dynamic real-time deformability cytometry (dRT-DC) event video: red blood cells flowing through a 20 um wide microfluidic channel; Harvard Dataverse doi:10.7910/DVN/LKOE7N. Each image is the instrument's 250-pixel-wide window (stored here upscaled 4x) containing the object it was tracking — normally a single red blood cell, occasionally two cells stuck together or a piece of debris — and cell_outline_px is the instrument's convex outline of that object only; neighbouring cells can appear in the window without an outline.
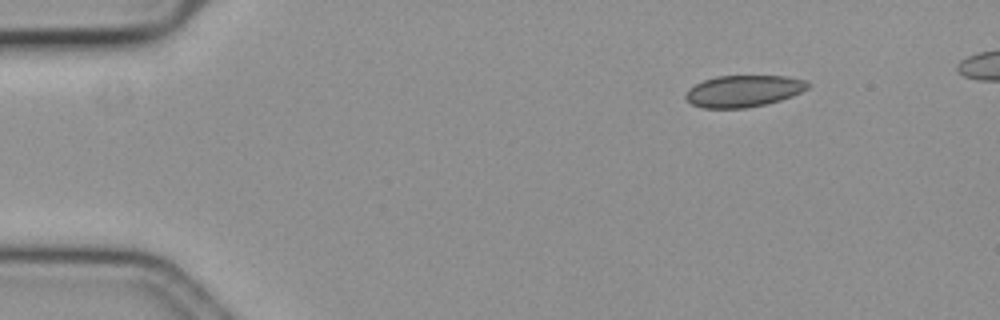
{"species": "common noctule bat (a hibernating species)", "species_latin": "Nyctalus noctula", "temperature_condition": "cold", "stored_images_in_passage": 49, "camera_frame_rate_fps": 3000, "um_per_image_px": 0.085, "animal": {"sex": "female", "body_mass_g": 19.3, "forearm_length_mm": 54.1}, "frame": {"image": 1, "passage_image": 1, "time_ms": 0.0, "image_size_px": [1000, 320], "cell_outline_px": [[812, 84], [808, 88], [792, 96], [780, 100], [764, 104], [744, 108], [704, 108], [692, 104], [684, 96], [688, 88], [704, 80], [716, 76], [784, 76], [808, 80]], "centroid_in_image_um": [63.21, 7.73], "position_along_channel_um": 21.8, "area_um2": 22.54}}
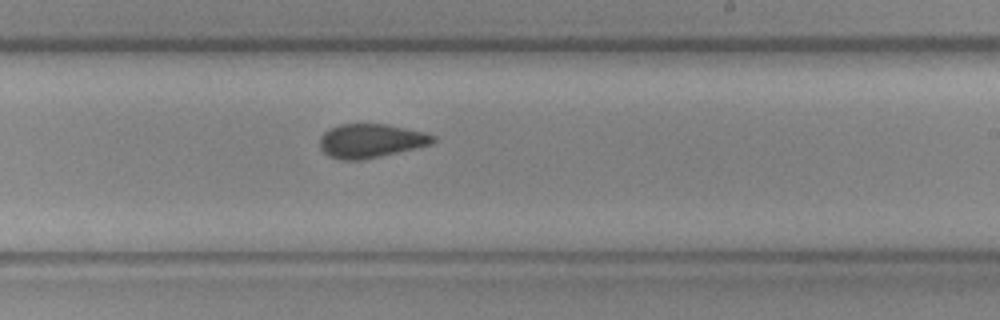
{"frame": {"image": 2, "passage_image": 28, "time_ms": 9.0, "image_size_px": [1000, 320], "cell_outline_px": [[436, 140], [432, 144], [416, 148], [364, 160], [344, 160], [328, 156], [320, 148], [320, 136], [324, 132], [340, 124], [384, 124], [424, 132], [436, 136]], "centroid_in_image_um": [31.52, 11.98], "position_along_channel_um": 257.5, "area_um2": 22.31}}
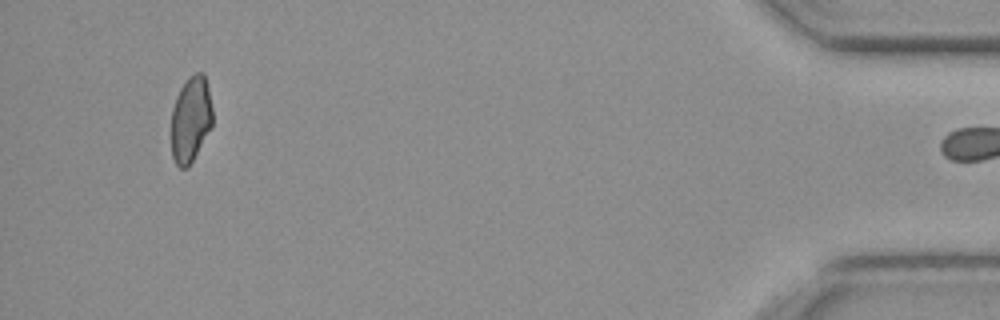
{"frame": {"image": 3, "passage_image": 48, "time_ms": 15.667, "image_size_px": [1000, 320], "cell_outline_px": [[212, 128], [188, 168], [180, 168], [176, 164], [172, 156], [172, 108], [176, 96], [180, 88], [188, 76], [196, 72], [204, 72], [208, 88], [212, 108]], "centroid_in_image_um": [16.22, 10.13], "position_along_channel_um": 419.0, "area_um2": 20.87}, "authors_computed_cell_mechanics": {"area_um2": 22.542, "velocity_mm_per_s": 3.587, "shape_relaxation_time_tau1_ms": null, "shape_relaxation_time_tau2_ms": 5.4045, "deformation_change_tau1": null, "deformation_change_tau2": 0.1021}}